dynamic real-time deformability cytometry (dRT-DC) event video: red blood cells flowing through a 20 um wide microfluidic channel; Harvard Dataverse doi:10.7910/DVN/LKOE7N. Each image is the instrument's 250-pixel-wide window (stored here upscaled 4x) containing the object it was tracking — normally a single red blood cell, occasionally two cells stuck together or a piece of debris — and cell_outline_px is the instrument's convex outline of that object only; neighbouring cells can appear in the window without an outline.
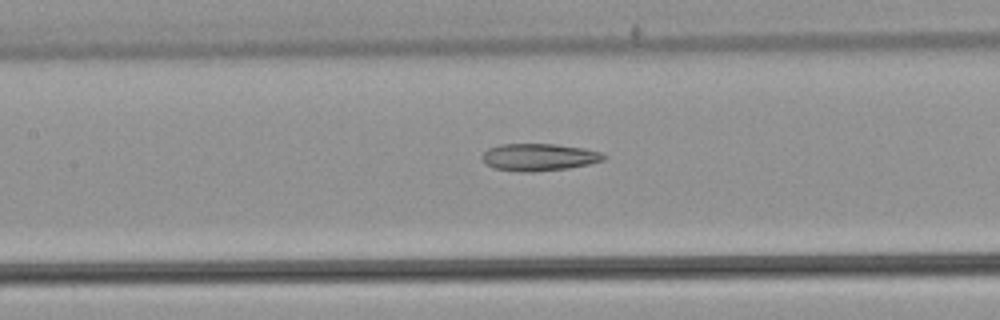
{"species": "common noctule bat (a hibernating species)", "species_latin": "Nyctalus noctula", "temperature_condition": "warm", "stored_images_in_passage": 44, "camera_frame_rate_fps": 3000, "um_per_image_px": 0.085, "animal": {"sex": "male", "body_mass_g": 21.5, "forearm_length_mm": 52.0}, "frame": {"image": 1, "passage_image": 26, "time_ms": 8.333, "image_size_px": [1000, 320], "cell_outline_px": [[608, 156], [604, 160], [588, 164], [568, 168], [532, 172], [520, 172], [492, 168], [484, 164], [480, 156], [488, 148], [500, 144], [556, 144], [584, 148], [600, 152]], "centroid_in_image_um": [45.77, 13.36], "position_along_channel_um": 161.6, "area_um2": 19.54}}
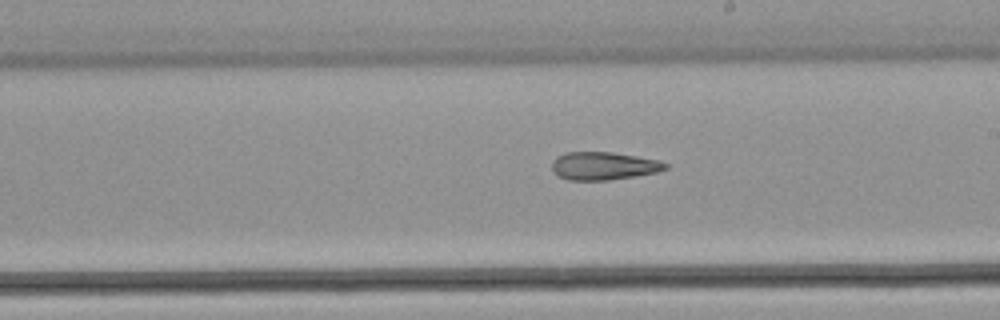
{"frame": {"image": 2, "passage_image": 32, "time_ms": 10.333, "image_size_px": [1000, 320], "cell_outline_px": [[668, 168], [656, 172], [608, 180], [568, 180], [552, 172], [552, 160], [556, 156], [568, 152], [612, 152], [660, 160], [668, 164]], "centroid_in_image_um": [51.28, 14.09], "position_along_channel_um": 237.7, "area_um2": 18.44}}